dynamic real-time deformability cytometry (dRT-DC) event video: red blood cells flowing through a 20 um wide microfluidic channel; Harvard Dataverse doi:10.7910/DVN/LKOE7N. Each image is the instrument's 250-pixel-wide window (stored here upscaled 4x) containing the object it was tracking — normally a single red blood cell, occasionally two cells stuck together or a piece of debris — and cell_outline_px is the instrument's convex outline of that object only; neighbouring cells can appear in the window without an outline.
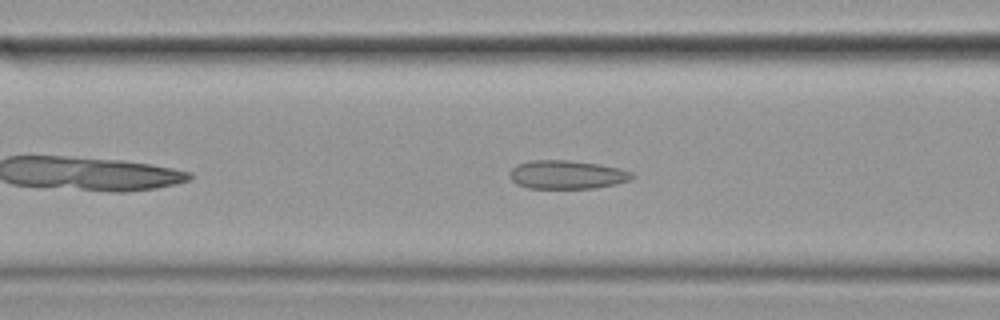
{"species": "common noctule bat (a hibernating species)", "species_latin": "Nyctalus noctula", "temperature_condition": "cold", "stored_images_in_passage": 45, "camera_frame_rate_fps": 3000, "um_per_image_px": 0.085, "animal": {"sex": "female", "body_mass_g": 19.9}, "frame": {"image": 1, "passage_image": 10, "time_ms": 3.0, "image_size_px": [1000, 320], "cell_outline_px": [[636, 176], [632, 180], [616, 184], [596, 188], [528, 188], [516, 184], [508, 176], [508, 172], [516, 164], [532, 160], [568, 160], [600, 164], [632, 172]], "centroid_in_image_um": [48.17, 14.85], "position_along_channel_um": 118.4, "area_um2": 20.58}}
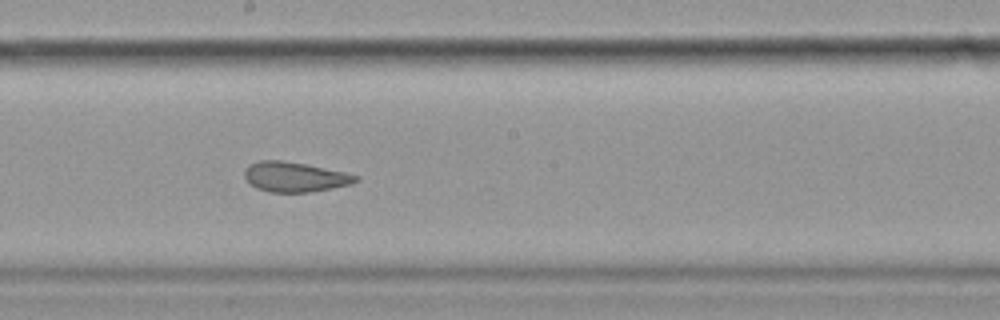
{"frame": {"image": 2, "passage_image": 19, "time_ms": 6.0, "image_size_px": [1000, 320], "cell_outline_px": [[360, 180], [352, 184], [308, 192], [268, 192], [256, 188], [244, 176], [244, 168], [248, 164], [260, 160], [280, 160], [304, 164], [344, 172], [360, 176]], "centroid_in_image_um": [25.04, 15.03], "position_along_channel_um": 223.2, "area_um2": 19.31}}
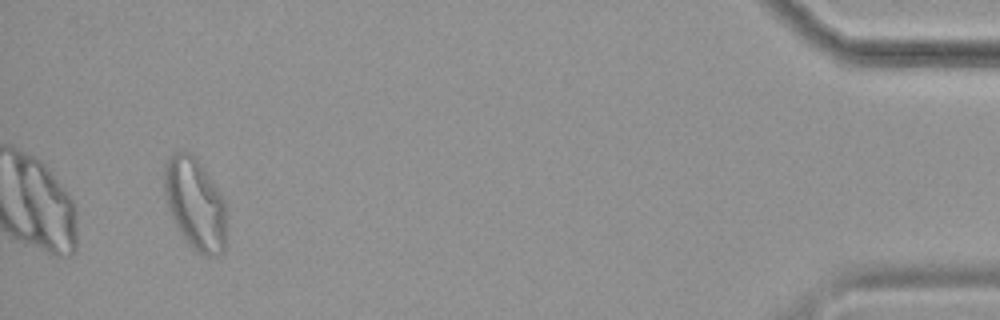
{"frame": {"image": 3, "passage_image": 42, "time_ms": 13.667, "image_size_px": [1000, 320], "cell_outline_px": [[228, 236], [224, 252], [216, 256], [204, 256], [196, 252], [188, 244], [172, 220], [168, 208], [164, 192], [164, 164], [172, 152], [192, 152], [224, 200]], "centroid_in_image_um": [16.59, 17.38], "position_along_channel_um": 418.6, "area_um2": 33.64}, "authors_computed_cell_mechanics": {"area_um2": 21.2126, "velocity_mm_per_s": 3.5032, "shape_relaxation_time_tau1_ms": null, "shape_relaxation_time_tau2_ms": 1.5184, "deformation_change_tau1": null, "deformation_change_tau2": 0.0725}}